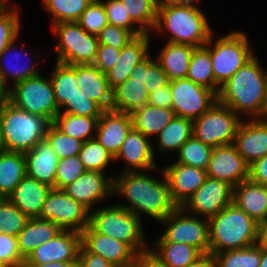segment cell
<instances>
[{"mask_svg": "<svg viewBox=\"0 0 267 267\" xmlns=\"http://www.w3.org/2000/svg\"><path fill=\"white\" fill-rule=\"evenodd\" d=\"M161 172L162 181L140 171L122 172L113 178V194H120L128 201L124 205H116L129 210L138 218H141L142 212L159 222L165 219L177 205L171 198L163 170Z\"/></svg>", "mask_w": 267, "mask_h": 267, "instance_id": "6da1fadb", "label": "cell"}, {"mask_svg": "<svg viewBox=\"0 0 267 267\" xmlns=\"http://www.w3.org/2000/svg\"><path fill=\"white\" fill-rule=\"evenodd\" d=\"M254 55L220 87L217 101L239 116L245 112L249 119L267 116V69L260 66Z\"/></svg>", "mask_w": 267, "mask_h": 267, "instance_id": "7a4b0ae2", "label": "cell"}, {"mask_svg": "<svg viewBox=\"0 0 267 267\" xmlns=\"http://www.w3.org/2000/svg\"><path fill=\"white\" fill-rule=\"evenodd\" d=\"M196 2L159 0L154 31L168 32L167 42L195 48L204 46L210 40L213 29Z\"/></svg>", "mask_w": 267, "mask_h": 267, "instance_id": "3957f363", "label": "cell"}, {"mask_svg": "<svg viewBox=\"0 0 267 267\" xmlns=\"http://www.w3.org/2000/svg\"><path fill=\"white\" fill-rule=\"evenodd\" d=\"M208 221L209 254L211 255L258 243L259 223L233 202Z\"/></svg>", "mask_w": 267, "mask_h": 267, "instance_id": "277c9868", "label": "cell"}, {"mask_svg": "<svg viewBox=\"0 0 267 267\" xmlns=\"http://www.w3.org/2000/svg\"><path fill=\"white\" fill-rule=\"evenodd\" d=\"M1 136L5 151L25 153L45 139L52 124L47 118L16 108L9 101L0 105Z\"/></svg>", "mask_w": 267, "mask_h": 267, "instance_id": "5b68a950", "label": "cell"}, {"mask_svg": "<svg viewBox=\"0 0 267 267\" xmlns=\"http://www.w3.org/2000/svg\"><path fill=\"white\" fill-rule=\"evenodd\" d=\"M141 219L118 205L94 208L89 213L88 226L99 234L128 244L138 255L148 250Z\"/></svg>", "mask_w": 267, "mask_h": 267, "instance_id": "8992f818", "label": "cell"}, {"mask_svg": "<svg viewBox=\"0 0 267 267\" xmlns=\"http://www.w3.org/2000/svg\"><path fill=\"white\" fill-rule=\"evenodd\" d=\"M212 40L213 34L204 46L210 52L217 95L220 87L243 67L255 53L250 48L246 33L242 31H231L214 42Z\"/></svg>", "mask_w": 267, "mask_h": 267, "instance_id": "52a82bcc", "label": "cell"}, {"mask_svg": "<svg viewBox=\"0 0 267 267\" xmlns=\"http://www.w3.org/2000/svg\"><path fill=\"white\" fill-rule=\"evenodd\" d=\"M59 38L56 62L67 65L93 64L98 51V38L83 30L77 22H62L51 25Z\"/></svg>", "mask_w": 267, "mask_h": 267, "instance_id": "ba28073f", "label": "cell"}, {"mask_svg": "<svg viewBox=\"0 0 267 267\" xmlns=\"http://www.w3.org/2000/svg\"><path fill=\"white\" fill-rule=\"evenodd\" d=\"M241 120V116L216 101L192 121V135L211 148L232 144Z\"/></svg>", "mask_w": 267, "mask_h": 267, "instance_id": "9c48e42d", "label": "cell"}, {"mask_svg": "<svg viewBox=\"0 0 267 267\" xmlns=\"http://www.w3.org/2000/svg\"><path fill=\"white\" fill-rule=\"evenodd\" d=\"M12 86L9 102L16 108L40 115L51 123L60 112L50 78L38 74Z\"/></svg>", "mask_w": 267, "mask_h": 267, "instance_id": "30bf717a", "label": "cell"}, {"mask_svg": "<svg viewBox=\"0 0 267 267\" xmlns=\"http://www.w3.org/2000/svg\"><path fill=\"white\" fill-rule=\"evenodd\" d=\"M201 219L200 216L189 214L177 207L160 221L166 225V229L158 240L188 244L197 248L203 255L209 254V221Z\"/></svg>", "mask_w": 267, "mask_h": 267, "instance_id": "8fae6325", "label": "cell"}, {"mask_svg": "<svg viewBox=\"0 0 267 267\" xmlns=\"http://www.w3.org/2000/svg\"><path fill=\"white\" fill-rule=\"evenodd\" d=\"M89 213V209L63 189L52 188L46 196L39 218L52 221L62 230L81 233L89 224Z\"/></svg>", "mask_w": 267, "mask_h": 267, "instance_id": "7c38bea8", "label": "cell"}, {"mask_svg": "<svg viewBox=\"0 0 267 267\" xmlns=\"http://www.w3.org/2000/svg\"><path fill=\"white\" fill-rule=\"evenodd\" d=\"M172 110L176 117L195 120L216 101L217 95L210 89L194 83L188 78L170 81Z\"/></svg>", "mask_w": 267, "mask_h": 267, "instance_id": "4fadbf2b", "label": "cell"}, {"mask_svg": "<svg viewBox=\"0 0 267 267\" xmlns=\"http://www.w3.org/2000/svg\"><path fill=\"white\" fill-rule=\"evenodd\" d=\"M233 202V186L207 177L204 184L181 206L185 212L209 219Z\"/></svg>", "mask_w": 267, "mask_h": 267, "instance_id": "5bb4252c", "label": "cell"}, {"mask_svg": "<svg viewBox=\"0 0 267 267\" xmlns=\"http://www.w3.org/2000/svg\"><path fill=\"white\" fill-rule=\"evenodd\" d=\"M207 176L231 184L233 187L249 179V165L233 144L214 147L206 169Z\"/></svg>", "mask_w": 267, "mask_h": 267, "instance_id": "9a60e30c", "label": "cell"}, {"mask_svg": "<svg viewBox=\"0 0 267 267\" xmlns=\"http://www.w3.org/2000/svg\"><path fill=\"white\" fill-rule=\"evenodd\" d=\"M81 233L62 230L54 238L37 246L23 263L77 262Z\"/></svg>", "mask_w": 267, "mask_h": 267, "instance_id": "2e32d148", "label": "cell"}, {"mask_svg": "<svg viewBox=\"0 0 267 267\" xmlns=\"http://www.w3.org/2000/svg\"><path fill=\"white\" fill-rule=\"evenodd\" d=\"M81 244L115 267H126L137 261L138 254L128 244L94 232L89 226L81 232Z\"/></svg>", "mask_w": 267, "mask_h": 267, "instance_id": "e0dca14e", "label": "cell"}, {"mask_svg": "<svg viewBox=\"0 0 267 267\" xmlns=\"http://www.w3.org/2000/svg\"><path fill=\"white\" fill-rule=\"evenodd\" d=\"M250 166L267 155V118L241 121L232 143Z\"/></svg>", "mask_w": 267, "mask_h": 267, "instance_id": "ac0fdd59", "label": "cell"}, {"mask_svg": "<svg viewBox=\"0 0 267 267\" xmlns=\"http://www.w3.org/2000/svg\"><path fill=\"white\" fill-rule=\"evenodd\" d=\"M102 172L86 170L76 181L63 190L90 211L97 202L113 195V178Z\"/></svg>", "mask_w": 267, "mask_h": 267, "instance_id": "d6986e66", "label": "cell"}, {"mask_svg": "<svg viewBox=\"0 0 267 267\" xmlns=\"http://www.w3.org/2000/svg\"><path fill=\"white\" fill-rule=\"evenodd\" d=\"M170 194L177 207H181L205 182L206 170L175 162L163 168Z\"/></svg>", "mask_w": 267, "mask_h": 267, "instance_id": "ffe728a7", "label": "cell"}, {"mask_svg": "<svg viewBox=\"0 0 267 267\" xmlns=\"http://www.w3.org/2000/svg\"><path fill=\"white\" fill-rule=\"evenodd\" d=\"M132 128V119L126 113L104 110L98 118L95 138L115 158Z\"/></svg>", "mask_w": 267, "mask_h": 267, "instance_id": "44dd1931", "label": "cell"}, {"mask_svg": "<svg viewBox=\"0 0 267 267\" xmlns=\"http://www.w3.org/2000/svg\"><path fill=\"white\" fill-rule=\"evenodd\" d=\"M118 159L125 160L126 168L123 172L138 171V169L145 172L158 168L155 165V153L150 138L145 137L141 132L133 128L123 141L115 161Z\"/></svg>", "mask_w": 267, "mask_h": 267, "instance_id": "7402d4cb", "label": "cell"}, {"mask_svg": "<svg viewBox=\"0 0 267 267\" xmlns=\"http://www.w3.org/2000/svg\"><path fill=\"white\" fill-rule=\"evenodd\" d=\"M150 33L135 36L121 48L119 59L115 66L106 73L111 89L124 83L130 76L134 67L144 60L149 54Z\"/></svg>", "mask_w": 267, "mask_h": 267, "instance_id": "603a6c76", "label": "cell"}, {"mask_svg": "<svg viewBox=\"0 0 267 267\" xmlns=\"http://www.w3.org/2000/svg\"><path fill=\"white\" fill-rule=\"evenodd\" d=\"M51 189L50 186L25 175L7 199L28 218H39Z\"/></svg>", "mask_w": 267, "mask_h": 267, "instance_id": "cb8c5ba5", "label": "cell"}, {"mask_svg": "<svg viewBox=\"0 0 267 267\" xmlns=\"http://www.w3.org/2000/svg\"><path fill=\"white\" fill-rule=\"evenodd\" d=\"M24 157L26 175L54 188L59 158L48 141H39L32 150L24 153Z\"/></svg>", "mask_w": 267, "mask_h": 267, "instance_id": "d4e9b609", "label": "cell"}, {"mask_svg": "<svg viewBox=\"0 0 267 267\" xmlns=\"http://www.w3.org/2000/svg\"><path fill=\"white\" fill-rule=\"evenodd\" d=\"M233 203L257 223L267 220V186L243 180L233 187Z\"/></svg>", "mask_w": 267, "mask_h": 267, "instance_id": "484cf974", "label": "cell"}, {"mask_svg": "<svg viewBox=\"0 0 267 267\" xmlns=\"http://www.w3.org/2000/svg\"><path fill=\"white\" fill-rule=\"evenodd\" d=\"M78 87L103 110H111L112 89L106 74L93 64L77 65Z\"/></svg>", "mask_w": 267, "mask_h": 267, "instance_id": "4316f807", "label": "cell"}, {"mask_svg": "<svg viewBox=\"0 0 267 267\" xmlns=\"http://www.w3.org/2000/svg\"><path fill=\"white\" fill-rule=\"evenodd\" d=\"M148 88L144 82L128 78L112 89L111 110L132 116L147 105Z\"/></svg>", "mask_w": 267, "mask_h": 267, "instance_id": "83f0119b", "label": "cell"}, {"mask_svg": "<svg viewBox=\"0 0 267 267\" xmlns=\"http://www.w3.org/2000/svg\"><path fill=\"white\" fill-rule=\"evenodd\" d=\"M194 49L195 47L190 45L166 42L157 55L156 62L162 67L169 81L186 78Z\"/></svg>", "mask_w": 267, "mask_h": 267, "instance_id": "f1b7e54d", "label": "cell"}, {"mask_svg": "<svg viewBox=\"0 0 267 267\" xmlns=\"http://www.w3.org/2000/svg\"><path fill=\"white\" fill-rule=\"evenodd\" d=\"M62 229L47 219H30L25 229L17 236L18 250L26 259L29 254L40 244L57 236Z\"/></svg>", "mask_w": 267, "mask_h": 267, "instance_id": "f546056e", "label": "cell"}, {"mask_svg": "<svg viewBox=\"0 0 267 267\" xmlns=\"http://www.w3.org/2000/svg\"><path fill=\"white\" fill-rule=\"evenodd\" d=\"M26 175L24 153L0 151V196L7 198Z\"/></svg>", "mask_w": 267, "mask_h": 267, "instance_id": "4dcf8cb0", "label": "cell"}, {"mask_svg": "<svg viewBox=\"0 0 267 267\" xmlns=\"http://www.w3.org/2000/svg\"><path fill=\"white\" fill-rule=\"evenodd\" d=\"M176 117L172 109L145 105L139 112L131 116L133 129L145 137L157 136L165 126Z\"/></svg>", "mask_w": 267, "mask_h": 267, "instance_id": "1f68e13d", "label": "cell"}, {"mask_svg": "<svg viewBox=\"0 0 267 267\" xmlns=\"http://www.w3.org/2000/svg\"><path fill=\"white\" fill-rule=\"evenodd\" d=\"M155 248L151 251L169 267H188L203 256L197 248L191 245L167 240H157Z\"/></svg>", "mask_w": 267, "mask_h": 267, "instance_id": "d6a6232c", "label": "cell"}, {"mask_svg": "<svg viewBox=\"0 0 267 267\" xmlns=\"http://www.w3.org/2000/svg\"><path fill=\"white\" fill-rule=\"evenodd\" d=\"M100 116H77L59 112L52 124L63 134L82 141L94 139ZM95 130V131H94Z\"/></svg>", "mask_w": 267, "mask_h": 267, "instance_id": "836d02e7", "label": "cell"}, {"mask_svg": "<svg viewBox=\"0 0 267 267\" xmlns=\"http://www.w3.org/2000/svg\"><path fill=\"white\" fill-rule=\"evenodd\" d=\"M54 72L49 76L54 98L59 109L78 91L77 65L56 62Z\"/></svg>", "mask_w": 267, "mask_h": 267, "instance_id": "e575fe53", "label": "cell"}, {"mask_svg": "<svg viewBox=\"0 0 267 267\" xmlns=\"http://www.w3.org/2000/svg\"><path fill=\"white\" fill-rule=\"evenodd\" d=\"M192 136V120L175 117L156 136L159 151L179 152L181 146Z\"/></svg>", "mask_w": 267, "mask_h": 267, "instance_id": "d590c367", "label": "cell"}, {"mask_svg": "<svg viewBox=\"0 0 267 267\" xmlns=\"http://www.w3.org/2000/svg\"><path fill=\"white\" fill-rule=\"evenodd\" d=\"M15 41L16 40H14L12 43H10L6 47V49L0 54V73H1V75L4 79V82L6 84L10 80V83H12L13 85H15L18 82L24 81L27 78H30V77H33V76L40 74L38 71H36L37 69H35V67H36L35 61H34V63H31V65H29L30 64L29 61H28L29 62L28 65H26V63H23L21 66L19 65L18 61L21 60V58H19V57H21V55L23 56V54H21V52L20 53H18V52L12 53V51H14V49L16 50ZM10 51H11V53H10ZM24 55L26 56L25 52H24ZM9 58H11L10 62L8 61ZM14 61L17 62L16 66L12 65V63H14ZM7 62H9V63H7ZM24 64L26 66H23Z\"/></svg>", "mask_w": 267, "mask_h": 267, "instance_id": "8d00e7d4", "label": "cell"}, {"mask_svg": "<svg viewBox=\"0 0 267 267\" xmlns=\"http://www.w3.org/2000/svg\"><path fill=\"white\" fill-rule=\"evenodd\" d=\"M186 78L216 94V81L212 70L211 56L205 46L194 49Z\"/></svg>", "mask_w": 267, "mask_h": 267, "instance_id": "74e56055", "label": "cell"}, {"mask_svg": "<svg viewBox=\"0 0 267 267\" xmlns=\"http://www.w3.org/2000/svg\"><path fill=\"white\" fill-rule=\"evenodd\" d=\"M216 267H259L261 260V246L256 243L252 246L225 250L213 254Z\"/></svg>", "mask_w": 267, "mask_h": 267, "instance_id": "f35d334b", "label": "cell"}, {"mask_svg": "<svg viewBox=\"0 0 267 267\" xmlns=\"http://www.w3.org/2000/svg\"><path fill=\"white\" fill-rule=\"evenodd\" d=\"M51 16L52 25L62 22H77L92 0H42Z\"/></svg>", "mask_w": 267, "mask_h": 267, "instance_id": "ab89813d", "label": "cell"}, {"mask_svg": "<svg viewBox=\"0 0 267 267\" xmlns=\"http://www.w3.org/2000/svg\"><path fill=\"white\" fill-rule=\"evenodd\" d=\"M130 18L145 33L154 29L157 19L159 0H121Z\"/></svg>", "mask_w": 267, "mask_h": 267, "instance_id": "60d3db41", "label": "cell"}, {"mask_svg": "<svg viewBox=\"0 0 267 267\" xmlns=\"http://www.w3.org/2000/svg\"><path fill=\"white\" fill-rule=\"evenodd\" d=\"M210 146L205 145L193 135L181 146L176 162L206 170L212 152Z\"/></svg>", "mask_w": 267, "mask_h": 267, "instance_id": "b9f144b4", "label": "cell"}, {"mask_svg": "<svg viewBox=\"0 0 267 267\" xmlns=\"http://www.w3.org/2000/svg\"><path fill=\"white\" fill-rule=\"evenodd\" d=\"M79 157L85 170L102 173L110 162L115 161L114 156L96 138L82 143Z\"/></svg>", "mask_w": 267, "mask_h": 267, "instance_id": "7bdbcfd3", "label": "cell"}, {"mask_svg": "<svg viewBox=\"0 0 267 267\" xmlns=\"http://www.w3.org/2000/svg\"><path fill=\"white\" fill-rule=\"evenodd\" d=\"M29 220L30 218L7 198L0 200V233H7L17 237L25 229Z\"/></svg>", "mask_w": 267, "mask_h": 267, "instance_id": "ee69618b", "label": "cell"}, {"mask_svg": "<svg viewBox=\"0 0 267 267\" xmlns=\"http://www.w3.org/2000/svg\"><path fill=\"white\" fill-rule=\"evenodd\" d=\"M18 7L0 6V54L6 47L17 40L21 23Z\"/></svg>", "mask_w": 267, "mask_h": 267, "instance_id": "f6af8a7d", "label": "cell"}, {"mask_svg": "<svg viewBox=\"0 0 267 267\" xmlns=\"http://www.w3.org/2000/svg\"><path fill=\"white\" fill-rule=\"evenodd\" d=\"M45 139L51 145L59 160L79 155L83 143L74 137L63 134L53 124L49 126Z\"/></svg>", "mask_w": 267, "mask_h": 267, "instance_id": "bcb514c9", "label": "cell"}, {"mask_svg": "<svg viewBox=\"0 0 267 267\" xmlns=\"http://www.w3.org/2000/svg\"><path fill=\"white\" fill-rule=\"evenodd\" d=\"M77 23L87 33L98 36L101 30L108 24L103 1L92 0L86 7V10L81 14Z\"/></svg>", "mask_w": 267, "mask_h": 267, "instance_id": "7dc6e473", "label": "cell"}, {"mask_svg": "<svg viewBox=\"0 0 267 267\" xmlns=\"http://www.w3.org/2000/svg\"><path fill=\"white\" fill-rule=\"evenodd\" d=\"M103 5L106 10L108 24L129 30L134 36L145 33L139 26H136V23L130 18L121 0H107L103 2Z\"/></svg>", "mask_w": 267, "mask_h": 267, "instance_id": "c3c4849f", "label": "cell"}, {"mask_svg": "<svg viewBox=\"0 0 267 267\" xmlns=\"http://www.w3.org/2000/svg\"><path fill=\"white\" fill-rule=\"evenodd\" d=\"M86 170L79 155L63 158L58 161L56 168L55 189H64L76 181Z\"/></svg>", "mask_w": 267, "mask_h": 267, "instance_id": "681fc988", "label": "cell"}, {"mask_svg": "<svg viewBox=\"0 0 267 267\" xmlns=\"http://www.w3.org/2000/svg\"><path fill=\"white\" fill-rule=\"evenodd\" d=\"M62 108H65L62 110ZM63 111V112H61ZM104 110L93 100L83 93L78 87V91L68 99L61 107V113H68L77 116H101Z\"/></svg>", "mask_w": 267, "mask_h": 267, "instance_id": "f907efd6", "label": "cell"}, {"mask_svg": "<svg viewBox=\"0 0 267 267\" xmlns=\"http://www.w3.org/2000/svg\"><path fill=\"white\" fill-rule=\"evenodd\" d=\"M24 258L18 250L17 237L0 233V261L5 267H22Z\"/></svg>", "mask_w": 267, "mask_h": 267, "instance_id": "816d5d0a", "label": "cell"}, {"mask_svg": "<svg viewBox=\"0 0 267 267\" xmlns=\"http://www.w3.org/2000/svg\"><path fill=\"white\" fill-rule=\"evenodd\" d=\"M134 37L129 30L111 24H107L97 36L99 45L116 49H121Z\"/></svg>", "mask_w": 267, "mask_h": 267, "instance_id": "f5cc1de1", "label": "cell"}, {"mask_svg": "<svg viewBox=\"0 0 267 267\" xmlns=\"http://www.w3.org/2000/svg\"><path fill=\"white\" fill-rule=\"evenodd\" d=\"M144 83L149 92L155 91L169 83L168 77L162 67L150 55L145 58Z\"/></svg>", "mask_w": 267, "mask_h": 267, "instance_id": "db71d44e", "label": "cell"}, {"mask_svg": "<svg viewBox=\"0 0 267 267\" xmlns=\"http://www.w3.org/2000/svg\"><path fill=\"white\" fill-rule=\"evenodd\" d=\"M121 49L99 45L95 61L93 63L102 73L106 74L116 64L119 59Z\"/></svg>", "mask_w": 267, "mask_h": 267, "instance_id": "11a10c76", "label": "cell"}, {"mask_svg": "<svg viewBox=\"0 0 267 267\" xmlns=\"http://www.w3.org/2000/svg\"><path fill=\"white\" fill-rule=\"evenodd\" d=\"M147 104L161 107L165 109H172V93L170 89V81L167 85L149 92Z\"/></svg>", "mask_w": 267, "mask_h": 267, "instance_id": "9f6ffc18", "label": "cell"}, {"mask_svg": "<svg viewBox=\"0 0 267 267\" xmlns=\"http://www.w3.org/2000/svg\"><path fill=\"white\" fill-rule=\"evenodd\" d=\"M77 267H115L103 257L89 252L82 244L78 253Z\"/></svg>", "mask_w": 267, "mask_h": 267, "instance_id": "6f0895ef", "label": "cell"}, {"mask_svg": "<svg viewBox=\"0 0 267 267\" xmlns=\"http://www.w3.org/2000/svg\"><path fill=\"white\" fill-rule=\"evenodd\" d=\"M249 178L256 183L267 186V155L249 166Z\"/></svg>", "mask_w": 267, "mask_h": 267, "instance_id": "680465c9", "label": "cell"}, {"mask_svg": "<svg viewBox=\"0 0 267 267\" xmlns=\"http://www.w3.org/2000/svg\"><path fill=\"white\" fill-rule=\"evenodd\" d=\"M137 262L142 267H169L159 257H157L151 249L143 251L137 257Z\"/></svg>", "mask_w": 267, "mask_h": 267, "instance_id": "91938a15", "label": "cell"}, {"mask_svg": "<svg viewBox=\"0 0 267 267\" xmlns=\"http://www.w3.org/2000/svg\"><path fill=\"white\" fill-rule=\"evenodd\" d=\"M22 267H77V262L23 263Z\"/></svg>", "mask_w": 267, "mask_h": 267, "instance_id": "94428289", "label": "cell"}, {"mask_svg": "<svg viewBox=\"0 0 267 267\" xmlns=\"http://www.w3.org/2000/svg\"><path fill=\"white\" fill-rule=\"evenodd\" d=\"M188 267H216V263L213 255L205 254Z\"/></svg>", "mask_w": 267, "mask_h": 267, "instance_id": "6125c7cd", "label": "cell"}, {"mask_svg": "<svg viewBox=\"0 0 267 267\" xmlns=\"http://www.w3.org/2000/svg\"><path fill=\"white\" fill-rule=\"evenodd\" d=\"M129 78H134V80L145 82V59L134 67Z\"/></svg>", "mask_w": 267, "mask_h": 267, "instance_id": "be15d7a7", "label": "cell"}, {"mask_svg": "<svg viewBox=\"0 0 267 267\" xmlns=\"http://www.w3.org/2000/svg\"><path fill=\"white\" fill-rule=\"evenodd\" d=\"M4 82V79L0 73V105L8 102L10 98V86Z\"/></svg>", "mask_w": 267, "mask_h": 267, "instance_id": "e7e4bbea", "label": "cell"}, {"mask_svg": "<svg viewBox=\"0 0 267 267\" xmlns=\"http://www.w3.org/2000/svg\"><path fill=\"white\" fill-rule=\"evenodd\" d=\"M258 244L267 247V220L259 224Z\"/></svg>", "mask_w": 267, "mask_h": 267, "instance_id": "03108f58", "label": "cell"}, {"mask_svg": "<svg viewBox=\"0 0 267 267\" xmlns=\"http://www.w3.org/2000/svg\"><path fill=\"white\" fill-rule=\"evenodd\" d=\"M259 267H267V247L261 246V260Z\"/></svg>", "mask_w": 267, "mask_h": 267, "instance_id": "003e7915", "label": "cell"}, {"mask_svg": "<svg viewBox=\"0 0 267 267\" xmlns=\"http://www.w3.org/2000/svg\"><path fill=\"white\" fill-rule=\"evenodd\" d=\"M2 150L4 149H3L2 136H1V117H0V151Z\"/></svg>", "mask_w": 267, "mask_h": 267, "instance_id": "a7ac6f4b", "label": "cell"}, {"mask_svg": "<svg viewBox=\"0 0 267 267\" xmlns=\"http://www.w3.org/2000/svg\"><path fill=\"white\" fill-rule=\"evenodd\" d=\"M8 5H9L8 0H0V6H8Z\"/></svg>", "mask_w": 267, "mask_h": 267, "instance_id": "89a4df30", "label": "cell"}, {"mask_svg": "<svg viewBox=\"0 0 267 267\" xmlns=\"http://www.w3.org/2000/svg\"><path fill=\"white\" fill-rule=\"evenodd\" d=\"M126 267H142V266L136 261L132 265H129V266H126Z\"/></svg>", "mask_w": 267, "mask_h": 267, "instance_id": "2644e50d", "label": "cell"}, {"mask_svg": "<svg viewBox=\"0 0 267 267\" xmlns=\"http://www.w3.org/2000/svg\"><path fill=\"white\" fill-rule=\"evenodd\" d=\"M161 1H192V0H161ZM197 1H200V0H197Z\"/></svg>", "mask_w": 267, "mask_h": 267, "instance_id": "8c879c8a", "label": "cell"}, {"mask_svg": "<svg viewBox=\"0 0 267 267\" xmlns=\"http://www.w3.org/2000/svg\"><path fill=\"white\" fill-rule=\"evenodd\" d=\"M0 267H5V266L1 263V261H0Z\"/></svg>", "mask_w": 267, "mask_h": 267, "instance_id": "753ad0ef", "label": "cell"}]
</instances>
